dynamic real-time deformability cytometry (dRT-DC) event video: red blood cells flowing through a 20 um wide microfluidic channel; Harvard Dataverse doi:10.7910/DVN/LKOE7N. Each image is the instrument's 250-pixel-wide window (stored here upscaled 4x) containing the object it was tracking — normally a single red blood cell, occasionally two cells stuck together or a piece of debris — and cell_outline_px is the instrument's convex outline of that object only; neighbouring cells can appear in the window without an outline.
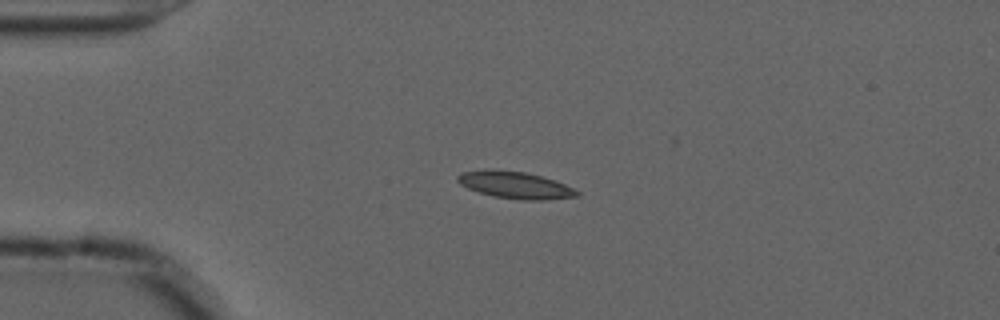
{"species": "common noctule bat (a hibernating species)", "species_latin": "Nyctalus noctula", "temperature_condition": "cold", "stored_images_in_passage": 43, "camera_frame_rate_fps": 3000, "um_per_image_px": 0.085, "animal": {"sex": "male", "forearm_length_mm": 52.5}, "frame": {"image": 1, "passage_image": 1, "time_ms": 0.0, "image_size_px": [1000, 320], "cell_outline_px": [[580, 196], [548, 200], [524, 200], [492, 196], [468, 188], [460, 184], [456, 180], [456, 176], [460, 172], [488, 168], [492, 168], [524, 172], [556, 180], [580, 192]], "centroid_in_image_um": [43.76, 15.71], "position_along_channel_um": 41.2, "area_um2": 19.02}}
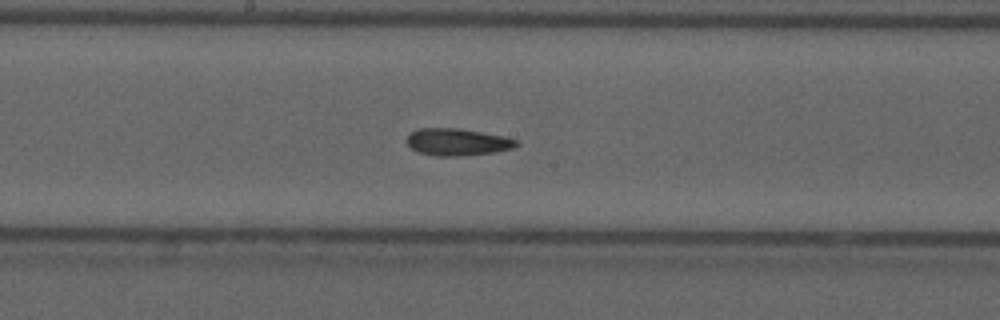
{"frame": {"image": 2, "passage_image": 17, "time_ms": 5.333, "image_size_px": [1000, 320], "cell_outline_px": [[520, 144], [512, 148], [496, 152], [456, 156], [436, 156], [420, 152], [412, 148], [404, 140], [408, 132], [420, 128], [460, 128], [504, 136], [520, 140]], "centroid_in_image_um": [38.87, 12.06], "position_along_channel_um": 209.3, "area_um2": 17.51}}
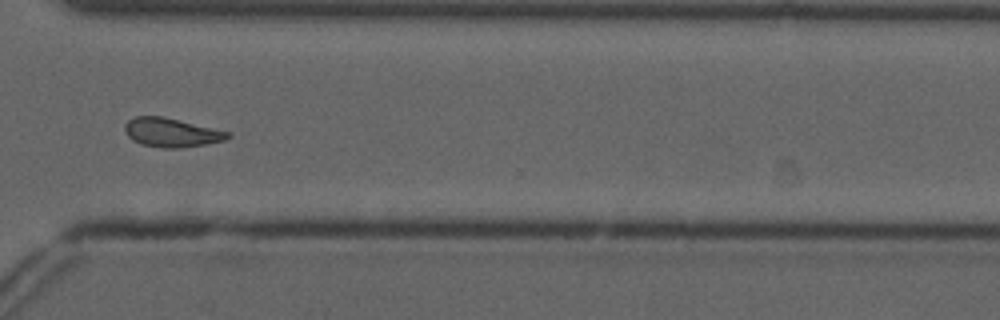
{"frame": {"image": 3, "passage_image": 29, "time_ms": 9.333, "image_size_px": [1000, 320], "cell_outline_px": [[232, 136], [224, 140], [204, 144], [180, 148], [164, 148], [140, 144], [132, 140], [128, 136], [124, 128], [124, 124], [128, 120], [136, 116], [164, 116], [228, 132]], "centroid_in_image_um": [14.52, 11.26], "position_along_channel_um": 356.1, "area_um2": 17.22}, "authors_computed_cell_mechanics": {"area_um2": 17.1088, "velocity_mm_per_s": 3.6664, "shape_relaxation_time_tau1_ms": null, "shape_relaxation_time_tau2_ms": 7.045, "deformation_change_tau1": null, "deformation_change_tau2": 0.1281}}